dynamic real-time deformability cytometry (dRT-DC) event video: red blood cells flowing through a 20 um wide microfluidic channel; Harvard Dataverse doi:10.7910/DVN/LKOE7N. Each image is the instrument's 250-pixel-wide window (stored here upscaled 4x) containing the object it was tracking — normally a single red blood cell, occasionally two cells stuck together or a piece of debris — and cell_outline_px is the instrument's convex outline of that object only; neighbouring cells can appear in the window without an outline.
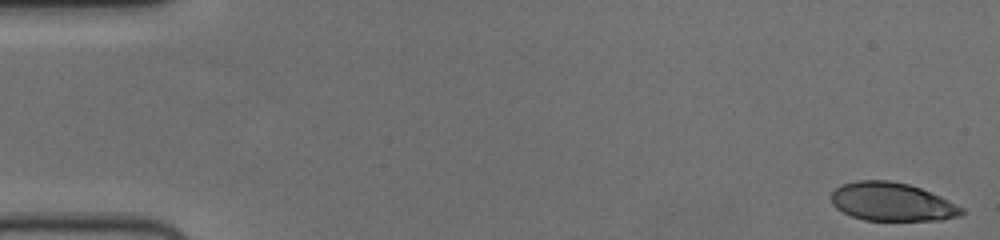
{"species": "human", "species_latin": "Homo sapiens", "temperature_condition": "cold", "stored_images_in_passage": 55, "camera_frame_rate_fps": 3000, "um_per_image_px": 0.085, "donor": {"sex": "female"}, "frame": {"image": 1, "passage_image": 1, "time_ms": 0.0, "image_size_px": [1000, 240], "cell_outline_px": [[964, 212], [960, 216], [940, 220], [864, 220], [852, 216], [836, 208], [832, 204], [832, 192], [840, 184], [856, 180], [888, 180], [908, 184], [920, 188], [940, 196], [964, 208]], "centroid_in_image_um": [75.81, 17.15], "position_along_channel_um": 9.2, "area_um2": 29.13}}
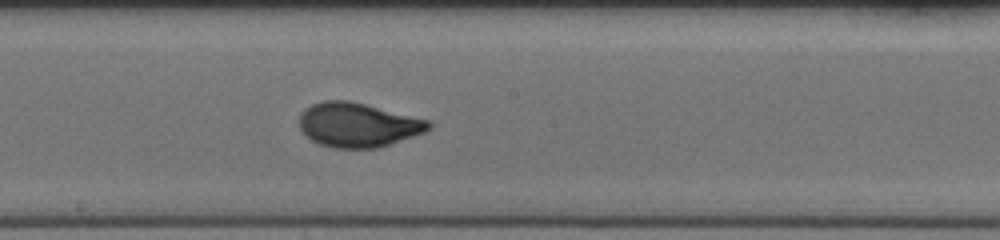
{"frame": {"image": 2, "passage_image": 30, "time_ms": 9.667, "image_size_px": [1000, 240], "cell_outline_px": [[432, 128], [424, 132], [376, 148], [336, 148], [320, 144], [312, 140], [300, 128], [300, 112], [312, 104], [324, 100], [348, 100], [432, 120]], "centroid_in_image_um": [30.44, 10.6], "position_along_channel_um": 217.8, "area_um2": 33.23}}
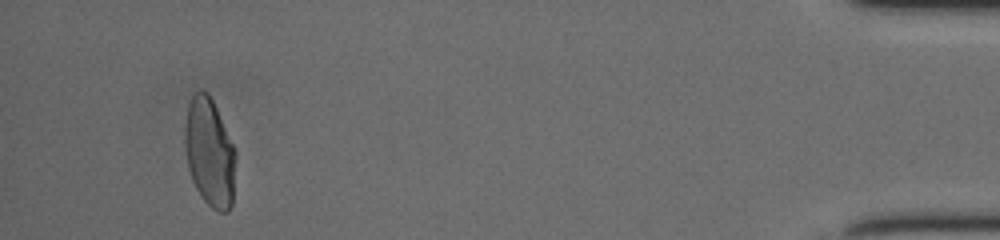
{"frame": {"image": 3, "passage_image": 52, "time_ms": 17.0, "image_size_px": [1000, 240], "cell_outline_px": [[236, 156], [232, 204], [228, 212], [220, 212], [212, 208], [200, 196], [192, 180], [188, 168], [184, 148], [184, 124], [188, 104], [192, 96], [200, 88], [208, 92], [236, 148]], "centroid_in_image_um": [17.81, 12.95], "position_along_channel_um": 417.4, "area_um2": 32.6}, "authors_computed_cell_mechanics": {"area_um2": 32.0212, "velocity_mm_per_s": 3.72, "shape_relaxation_time_tau1_ms": 4.2068, "shape_relaxation_time_tau2_ms": null, "deformation_change_tau1": 0.1887, "deformation_change_tau2": null}}